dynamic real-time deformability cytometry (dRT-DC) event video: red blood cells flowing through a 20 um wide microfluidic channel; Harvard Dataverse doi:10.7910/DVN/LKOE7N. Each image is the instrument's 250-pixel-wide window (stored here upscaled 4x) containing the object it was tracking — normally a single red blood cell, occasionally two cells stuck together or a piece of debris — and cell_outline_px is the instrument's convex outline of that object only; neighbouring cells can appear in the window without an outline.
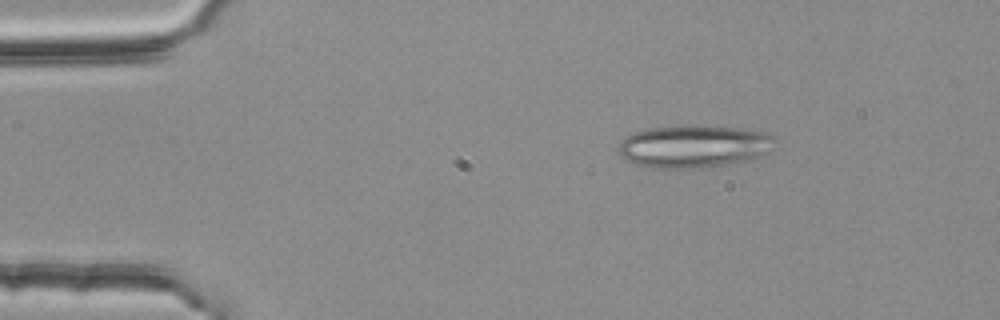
{"species": "common noctule bat (a hibernating species)", "species_latin": "Nyctalus noctula", "temperature_condition": "room temperature", "stored_images_in_passage": 5, "camera_frame_rate_fps": 3000, "um_per_image_px": 0.085, "animal": {"sex": "female", "body_mass_g": 25.1}, "frame": {"image": 1, "passage_image": 1, "time_ms": 0.0, "image_size_px": [1000, 320], "cell_outline_px": [[772, 136], [760, 156], [748, 160], [724, 164], [692, 168], [652, 168], [632, 164], [624, 160], [620, 156], [620, 140], [636, 132], [648, 128], [736, 128], [760, 132]], "centroid_in_image_um": [58.8, 12.49], "position_along_channel_um": 26.2, "area_um2": 36.76}}
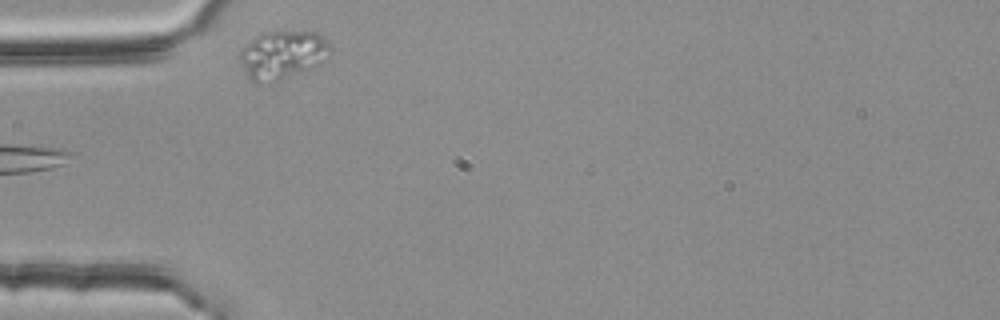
{"frame": {"image": 2, "passage_image": 3, "time_ms": 0.667, "image_size_px": [1000, 320], "cell_outline_px": [[332, 52], [320, 64], [312, 68], [268, 84], [256, 84], [248, 76], [240, 60], [240, 52], [256, 36], [264, 32], [316, 32], [332, 48]], "centroid_in_image_um": [24.03, 4.69], "position_along_channel_um": 61.0, "area_um2": 25.14}}
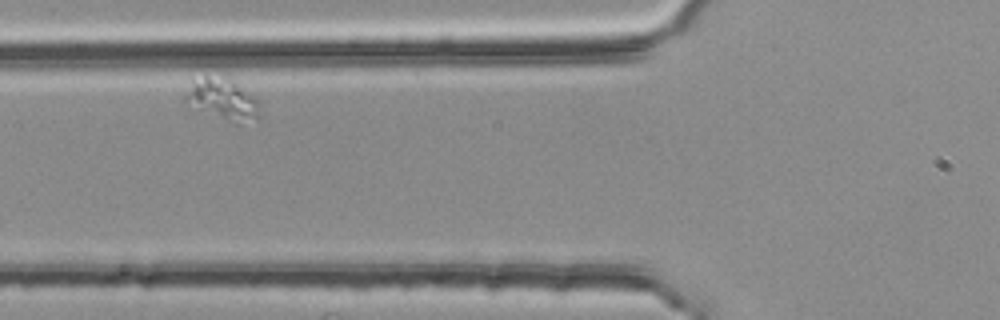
{"frame": {"image": 3, "passage_image": 4, "time_ms": 1.0, "image_size_px": [1000, 320], "cell_outline_px": [[260, 104], [256, 116], [240, 124], [228, 120], [184, 100], [184, 96], [192, 80], [204, 76], [232, 76], [256, 96]], "centroid_in_image_um": [18.98, 8.32], "position_along_channel_um": 106.8, "area_um2": 17.57}}